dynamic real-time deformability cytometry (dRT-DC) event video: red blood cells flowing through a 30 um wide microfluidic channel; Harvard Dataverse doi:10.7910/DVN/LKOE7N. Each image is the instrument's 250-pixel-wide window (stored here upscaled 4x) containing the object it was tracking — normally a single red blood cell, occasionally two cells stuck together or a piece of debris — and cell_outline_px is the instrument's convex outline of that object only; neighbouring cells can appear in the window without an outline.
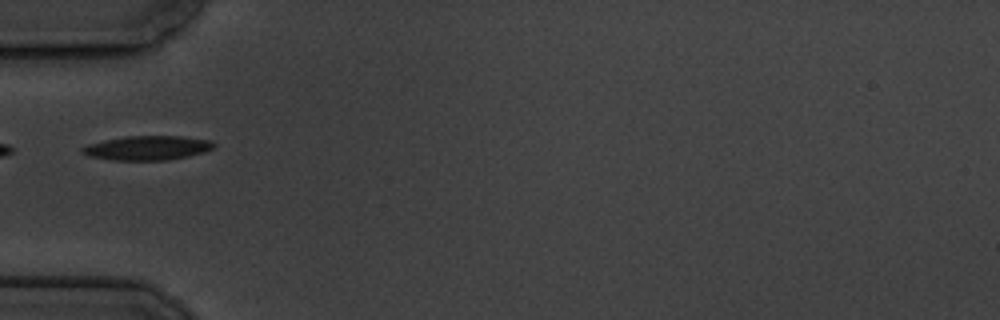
{"species": "common noctule bat (a hibernating species)", "species_latin": "Nyctalus noctula", "temperature_condition": "cold", "stored_images_in_passage": 9, "camera_frame_rate_fps": 3000, "um_per_image_px": 0.085, "animal": {"sex": "male", "body_mass_g": 19.5, "forearm_length_mm": 54.6}, "frame": {"image": 1, "passage_image": 3, "time_ms": 2.333, "image_size_px": [1000, 320], "cell_outline_px": [[216, 144], [212, 148], [204, 152], [188, 156], [168, 160], [112, 160], [88, 156], [80, 152], [80, 148], [88, 144], [104, 140], [124, 136], [180, 136], [212, 140]], "centroid_in_image_um": [12.51, 12.57], "position_along_channel_um": 72.5, "area_um2": 18.73}}
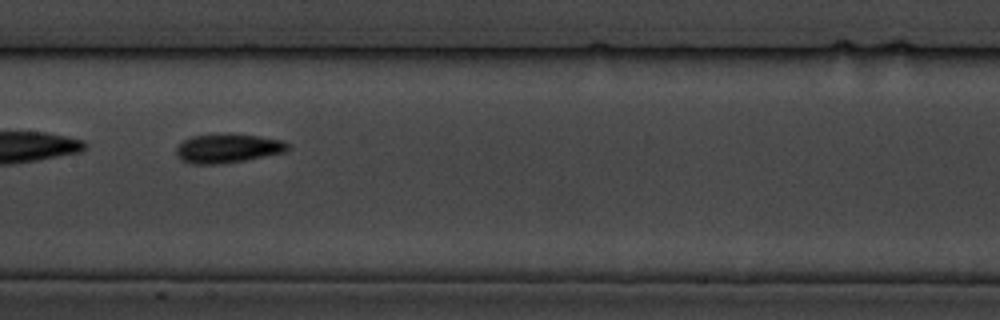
{"frame": {"image": 2, "passage_image": 6, "time_ms": 5.667, "image_size_px": [1000, 320], "cell_outline_px": [[292, 148], [288, 152], [244, 160], [216, 164], [192, 164], [180, 160], [176, 152], [176, 148], [184, 140], [192, 136], [224, 132], [228, 132], [284, 140]], "centroid_in_image_um": [19.39, 12.59], "position_along_channel_um": 188.0, "area_um2": 19.25}}
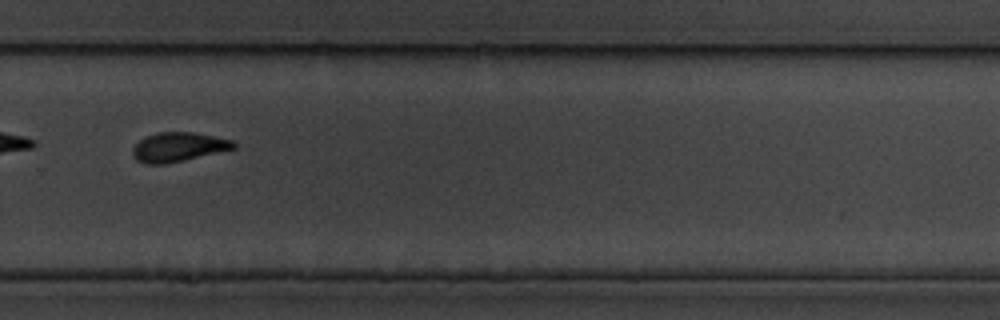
{"frame": {"image": 3, "passage_image": 9, "time_ms": 9.333, "image_size_px": [1000, 320], "cell_outline_px": [[236, 148], [184, 160], [164, 164], [144, 164], [136, 160], [132, 156], [132, 148], [144, 136], [156, 132], [192, 132], [232, 140], [236, 144]], "centroid_in_image_um": [15.1, 12.5], "position_along_channel_um": 314.7, "area_um2": 17.22}}